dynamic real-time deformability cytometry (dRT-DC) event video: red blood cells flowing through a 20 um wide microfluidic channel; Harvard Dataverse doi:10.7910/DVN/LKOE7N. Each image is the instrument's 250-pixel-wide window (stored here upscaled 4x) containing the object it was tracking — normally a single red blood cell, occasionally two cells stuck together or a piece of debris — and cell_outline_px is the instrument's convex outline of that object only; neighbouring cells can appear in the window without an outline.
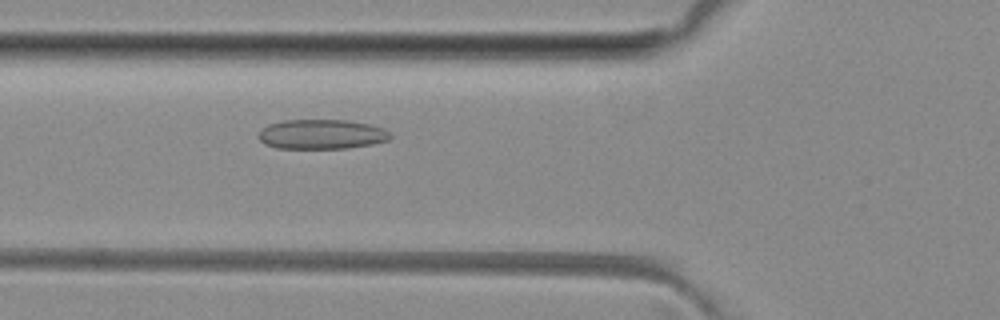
{"species": "common noctule bat (a hibernating species)", "species_latin": "Nyctalus noctula", "temperature_condition": "room temperature", "stored_images_in_passage": 5, "camera_frame_rate_fps": 3000, "um_per_image_px": 0.085, "animal": {"sex": "female", "body_mass_g": 29.2, "forearm_length_mm": 56.3}, "frame": {"image": 1, "passage_image": 5, "time_ms": 5.333, "image_size_px": [1000, 320], "cell_outline_px": [[392, 136], [388, 140], [372, 144], [348, 148], [276, 148], [264, 144], [256, 136], [268, 124], [284, 120], [348, 120], [372, 124], [384, 128]], "centroid_in_image_um": [27.34, 11.41], "position_along_channel_um": 98.5, "area_um2": 22.89}}